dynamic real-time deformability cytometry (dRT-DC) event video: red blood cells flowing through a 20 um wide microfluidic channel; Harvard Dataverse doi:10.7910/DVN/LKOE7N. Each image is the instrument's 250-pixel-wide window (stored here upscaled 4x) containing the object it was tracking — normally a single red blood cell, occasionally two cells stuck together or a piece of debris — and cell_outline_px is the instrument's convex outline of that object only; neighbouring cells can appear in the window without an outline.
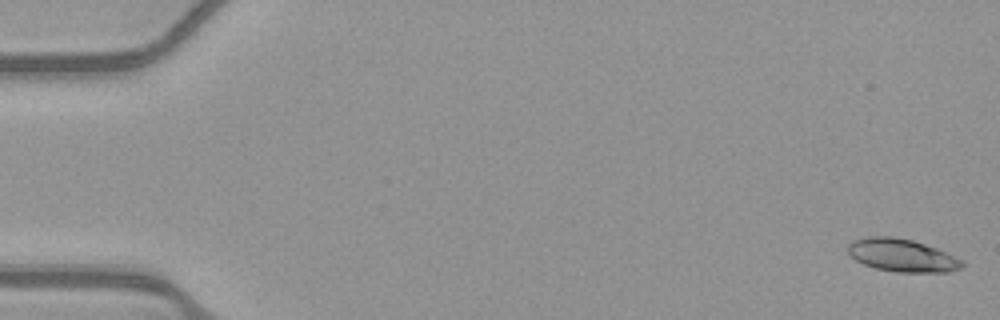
{"species": "common noctule bat (a hibernating species)", "species_latin": "Nyctalus noctula", "temperature_condition": "warm", "stored_images_in_passage": 53, "camera_frame_rate_fps": 3000, "um_per_image_px": 0.085, "animal": {"sex": "female", "body_mass_g": 21.9}, "frame": {"image": 1, "passage_image": 1, "time_ms": 0.0, "image_size_px": [1000, 320], "cell_outline_px": [[964, 264], [960, 268], [948, 272], [896, 272], [876, 268], [864, 264], [856, 260], [848, 252], [848, 244], [852, 240], [868, 236], [892, 236], [912, 240], [936, 248], [964, 260]], "centroid_in_image_um": [76.67, 21.7], "position_along_channel_um": 8.3, "area_um2": 21.79}}
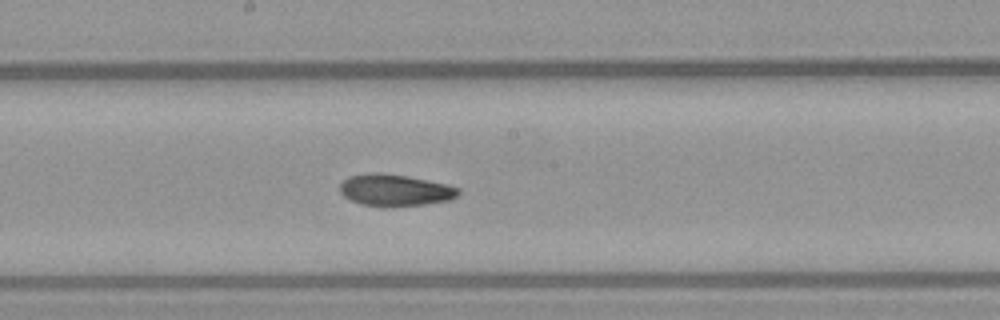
{"frame": {"image": 2, "passage_image": 29, "time_ms": 9.333, "image_size_px": [1000, 320], "cell_outline_px": [[460, 192], [452, 200], [424, 204], [384, 208], [360, 204], [344, 196], [340, 192], [340, 184], [348, 176], [368, 172], [380, 172], [408, 176], [448, 184], [460, 188]], "centroid_in_image_um": [33.58, 16.17], "position_along_channel_um": 214.6, "area_um2": 22.37}}
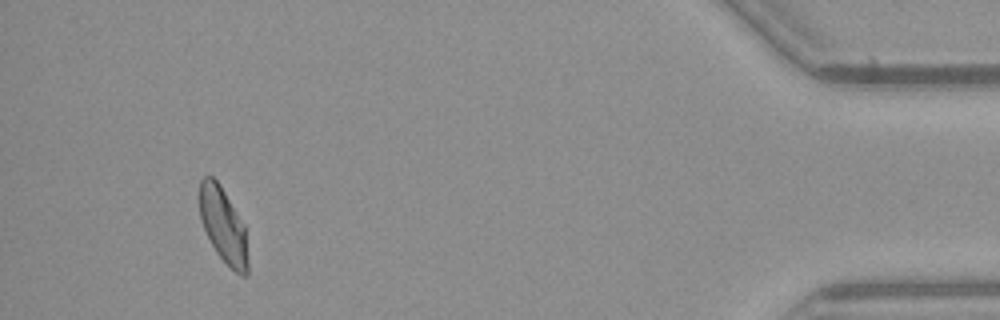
{"frame": {"image": 3, "passage_image": 50, "time_ms": 16.333, "image_size_px": [1000, 320], "cell_outline_px": [[248, 276], [240, 276], [216, 252], [200, 220], [200, 180], [204, 176], [212, 176], [220, 184], [244, 224], [248, 260]], "centroid_in_image_um": [18.99, 19.16], "position_along_channel_um": 416.2, "area_um2": 20.92}, "authors_computed_cell_mechanics": {"area_um2": 21.7906, "velocity_mm_per_s": 3.884, "shape_relaxation_time_tau1_ms": 5.9544, "shape_relaxation_time_tau2_ms": 2.9129, "deformation_change_tau1": 0.1627, "deformation_change_tau2": 0.0796}}